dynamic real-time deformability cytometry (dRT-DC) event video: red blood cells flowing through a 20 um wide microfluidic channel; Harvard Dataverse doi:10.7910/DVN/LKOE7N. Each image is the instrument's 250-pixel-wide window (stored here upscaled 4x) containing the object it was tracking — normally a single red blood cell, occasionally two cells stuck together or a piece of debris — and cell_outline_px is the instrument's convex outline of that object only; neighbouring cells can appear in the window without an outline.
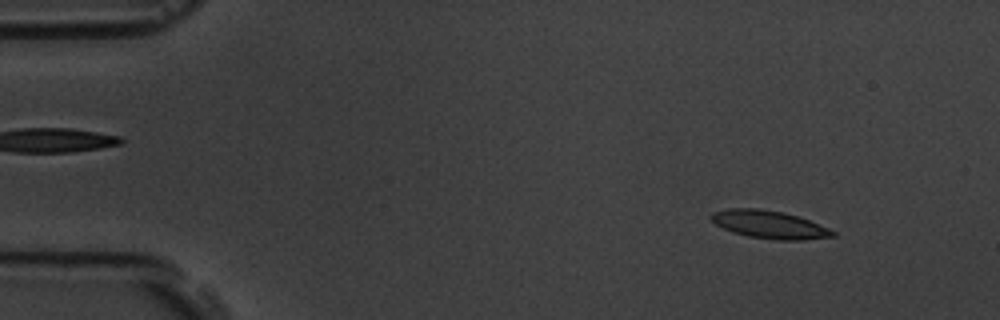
{"species": "common noctule bat (a hibernating species)", "species_latin": "Nyctalus noctula", "temperature_condition": "room temperature", "stored_images_in_passage": 5, "camera_frame_rate_fps": 3000, "um_per_image_px": 0.085, "animal": {"sex": "male", "body_mass_g": 19.5, "forearm_length_mm": 54.6}, "frame": {"image": 1, "passage_image": 1, "time_ms": 0.0, "image_size_px": [1000, 320], "cell_outline_px": [[836, 236], [804, 240], [776, 240], [748, 236], [732, 232], [708, 220], [708, 216], [712, 212], [728, 208], [756, 208], [784, 212], [808, 220], [828, 228], [836, 232]], "centroid_in_image_um": [65.35, 19.08], "position_along_channel_um": 19.7, "area_um2": 19.83}}
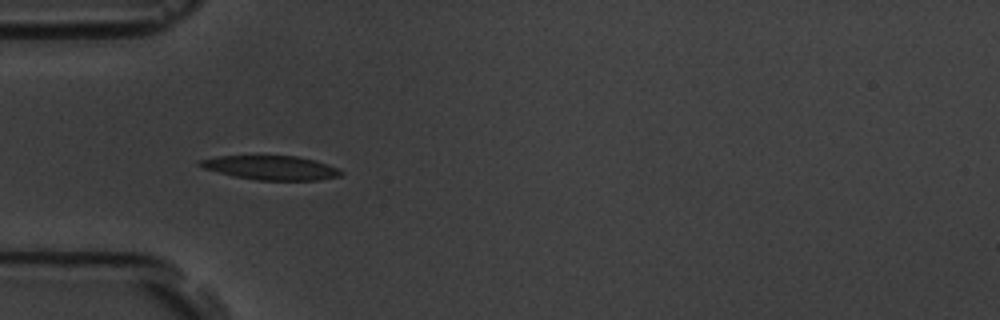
{"frame": {"image": 2, "passage_image": 4, "time_ms": 3.667, "image_size_px": [1000, 320], "cell_outline_px": [[344, 172], [340, 176], [320, 180], [256, 180], [232, 176], [204, 168], [196, 164], [196, 160], [216, 156], [300, 156], [316, 160], [340, 168]], "centroid_in_image_um": [23.04, 14.25], "position_along_channel_um": 62.0, "area_um2": 20.11}}
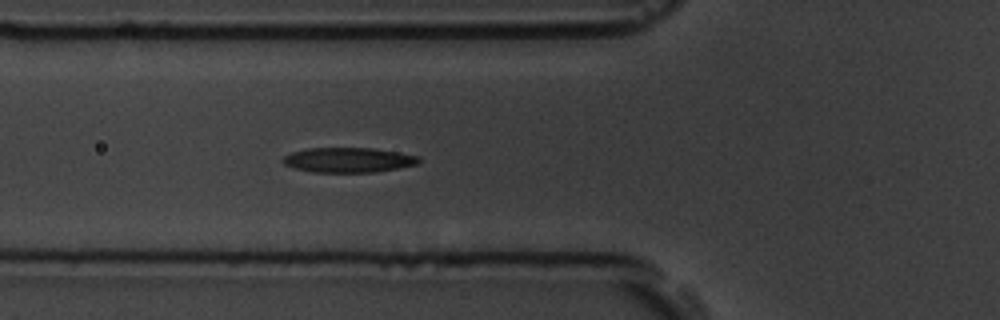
{"frame": {"image": 3, "passage_image": 5, "time_ms": 4.667, "image_size_px": [1000, 320], "cell_outline_px": [[420, 160], [416, 164], [376, 172], [312, 172], [296, 168], [284, 164], [280, 160], [284, 156], [292, 152], [308, 148], [372, 148], [420, 156]], "centroid_in_image_um": [29.58, 13.59], "position_along_channel_um": 96.2, "area_um2": 19.54}}